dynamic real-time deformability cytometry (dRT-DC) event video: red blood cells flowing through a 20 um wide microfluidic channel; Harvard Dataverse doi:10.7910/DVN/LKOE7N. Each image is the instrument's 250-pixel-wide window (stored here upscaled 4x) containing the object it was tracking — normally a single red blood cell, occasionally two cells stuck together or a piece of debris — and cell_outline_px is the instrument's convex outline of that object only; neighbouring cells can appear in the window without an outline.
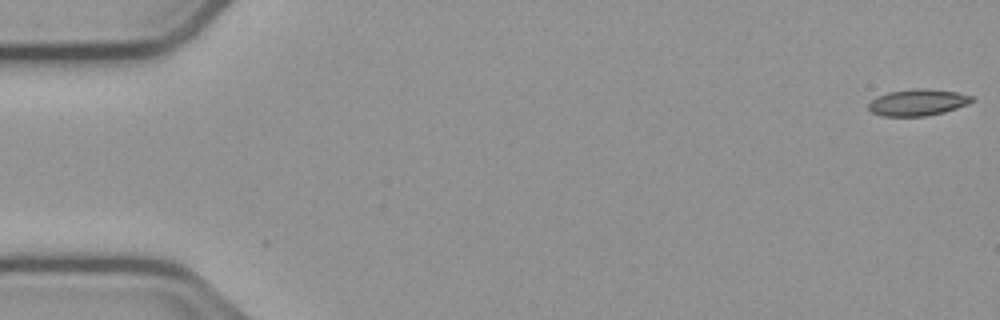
{"species": "common noctule bat (a hibernating species)", "species_latin": "Nyctalus noctula", "temperature_condition": "cold", "stored_images_in_passage": 8, "camera_frame_rate_fps": 3000, "um_per_image_px": 0.085, "animal": {"sex": "male", "body_mass_g": 23.1, "forearm_length_mm": 52.7}, "frame": {"image": 1, "passage_image": 1, "time_ms": 0.0, "image_size_px": [1000, 320], "cell_outline_px": [[976, 100], [968, 104], [944, 112], [928, 116], [880, 116], [872, 112], [868, 108], [868, 104], [876, 96], [888, 92], [912, 88], [928, 88], [956, 92], [972, 96]], "centroid_in_image_um": [78.0, 8.7], "position_along_channel_um": 7.0, "area_um2": 16.18}}